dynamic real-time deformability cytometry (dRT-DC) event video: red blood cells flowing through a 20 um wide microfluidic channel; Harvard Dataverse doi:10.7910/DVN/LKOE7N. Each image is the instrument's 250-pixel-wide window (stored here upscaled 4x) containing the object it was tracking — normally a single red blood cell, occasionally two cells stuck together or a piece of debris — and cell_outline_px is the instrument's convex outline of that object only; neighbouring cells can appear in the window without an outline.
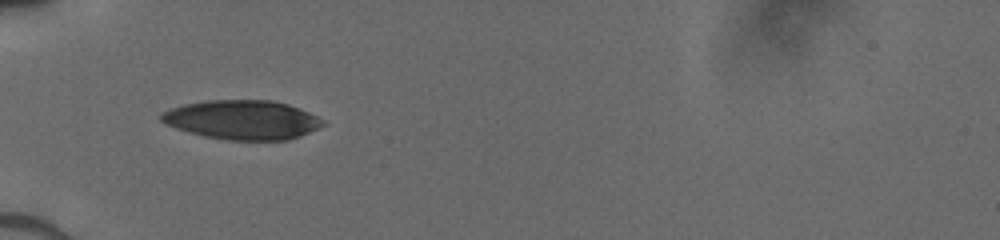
{"species": "human", "species_latin": "Homo sapiens", "temperature_condition": "cold", "stored_images_in_passage": 34, "camera_frame_rate_fps": 3000, "um_per_image_px": 0.085, "donor": {"sex": "male"}, "frame": {"image": 1, "passage_image": 1, "time_ms": 0.0, "image_size_px": [1000, 240], "cell_outline_px": [[328, 124], [300, 136], [288, 140], [228, 140], [204, 136], [188, 132], [164, 124], [160, 120], [160, 116], [164, 112], [172, 108], [184, 104], [208, 100], [272, 100], [288, 104], [308, 112], [324, 120]], "centroid_in_image_um": [20.62, 10.19], "position_along_channel_um": 64.4, "area_um2": 36.99}}
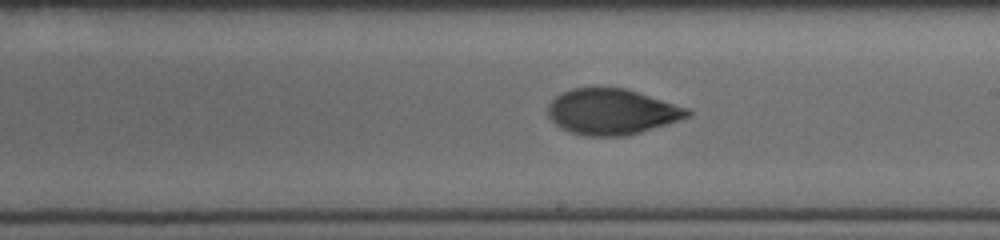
{"frame": {"image": 2, "passage_image": 14, "time_ms": 4.333, "image_size_px": [1000, 240], "cell_outline_px": [[692, 112], [688, 116], [680, 120], [668, 124], [628, 136], [588, 136], [572, 132], [560, 128], [548, 116], [548, 104], [556, 96], [572, 88], [624, 88], [688, 108]], "centroid_in_image_um": [52.0, 9.51], "position_along_channel_um": 237.0, "area_um2": 36.93}}
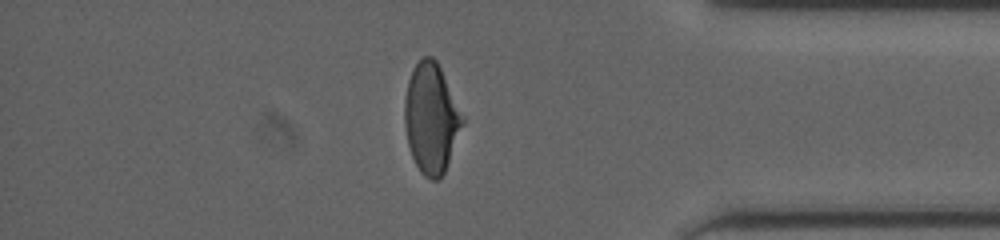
{"frame": {"image": 3, "passage_image": 27, "time_ms": 8.667, "image_size_px": [1000, 240], "cell_outline_px": [[464, 120], [444, 172], [436, 180], [432, 180], [424, 176], [420, 172], [412, 156], [408, 144], [404, 124], [404, 100], [408, 80], [412, 68], [424, 56], [432, 56], [436, 60], [464, 116]], "centroid_in_image_um": [36.62, 10.03], "position_along_channel_um": 398.6, "area_um2": 36.65}}